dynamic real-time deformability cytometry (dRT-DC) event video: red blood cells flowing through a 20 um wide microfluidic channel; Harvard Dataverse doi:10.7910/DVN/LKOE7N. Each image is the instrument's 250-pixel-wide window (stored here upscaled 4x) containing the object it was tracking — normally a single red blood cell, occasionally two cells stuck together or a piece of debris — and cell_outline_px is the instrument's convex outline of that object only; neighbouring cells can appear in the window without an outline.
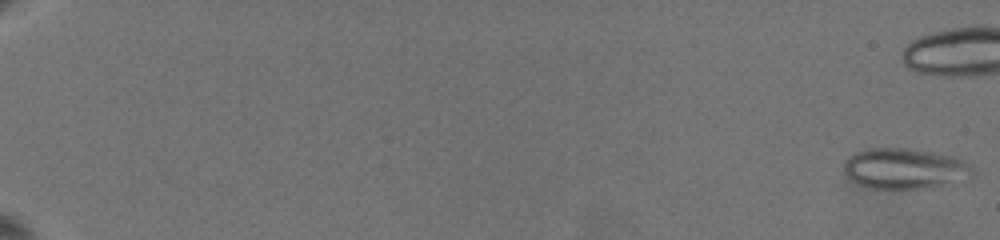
{"species": "common noctule bat (a hibernating species)", "species_latin": "Nyctalus noctula", "temperature_condition": "warm", "stored_images_in_passage": 71, "camera_frame_rate_fps": 3000, "um_per_image_px": 0.085, "animal": {"sex": "female", "body_mass_g": 19.5, "forearm_length_mm": 54.1}, "frame": {"image": 1, "passage_image": 1, "time_ms": 0.0, "image_size_px": [1000, 240], "cell_outline_px": [[976, 176], [968, 180], [932, 188], [872, 188], [860, 184], [852, 180], [844, 172], [844, 160], [848, 156], [856, 152], [868, 148], [908, 148], [932, 152], [952, 156], [964, 160], [972, 164], [976, 172]], "centroid_in_image_um": [77.01, 14.33], "position_along_channel_um": 8.0, "area_um2": 31.04}}
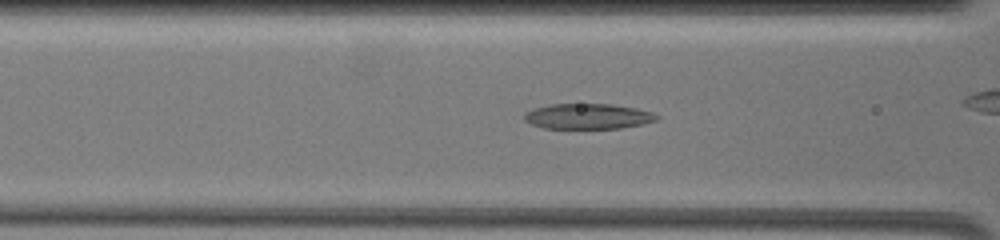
{"frame": {"image": 2, "passage_image": 59, "time_ms": 10.0, "image_size_px": [1000, 240], "cell_outline_px": [[660, 116], [656, 120], [644, 124], [620, 128], [544, 128], [532, 124], [524, 120], [524, 112], [532, 108], [552, 104], [612, 104], [636, 108], [652, 112]], "centroid_in_image_um": [49.97, 9.88], "position_along_channel_um": 116.6, "area_um2": 19.65}}